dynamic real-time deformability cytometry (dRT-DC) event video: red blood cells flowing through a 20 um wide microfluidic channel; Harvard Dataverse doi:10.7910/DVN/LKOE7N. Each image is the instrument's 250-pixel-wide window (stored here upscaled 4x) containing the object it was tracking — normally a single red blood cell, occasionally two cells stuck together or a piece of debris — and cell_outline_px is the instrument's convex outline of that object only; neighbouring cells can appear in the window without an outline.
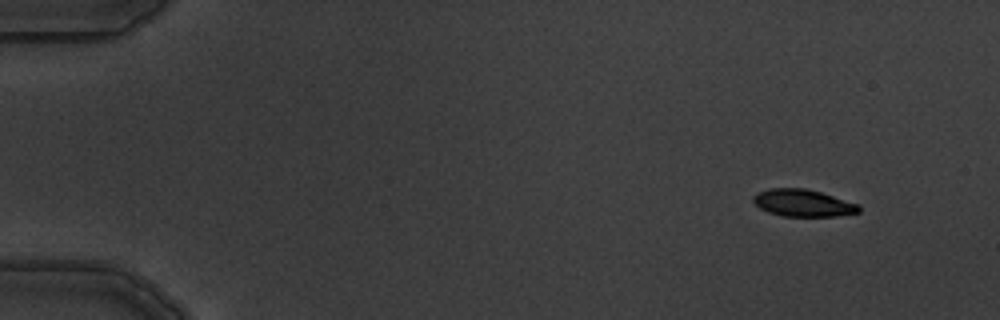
{"species": "common noctule bat (a hibernating species)", "species_latin": "Nyctalus noctula", "temperature_condition": "warm", "stored_images_in_passage": 5, "camera_frame_rate_fps": 3000, "um_per_image_px": 0.085, "animal": {"sex": "male", "body_mass_g": 19.5, "forearm_length_mm": 54.6}, "frame": {"image": 1, "passage_image": 1, "time_ms": 0.0, "image_size_px": [1000, 320], "cell_outline_px": [[860, 212], [836, 216], [780, 216], [768, 212], [760, 208], [752, 200], [752, 196], [756, 192], [768, 188], [804, 188], [820, 192], [860, 204]], "centroid_in_image_um": [68.23, 17.25], "position_along_channel_um": 16.8, "area_um2": 16.82}}
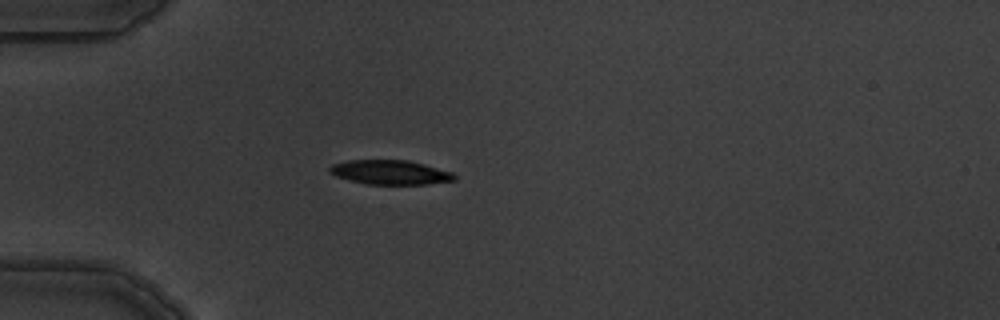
{"frame": {"image": 2, "passage_image": 4, "time_ms": 3.667, "image_size_px": [1000, 320], "cell_outline_px": [[456, 180], [428, 184], [368, 184], [336, 176], [328, 172], [328, 168], [332, 164], [348, 160], [408, 160], [424, 164], [452, 172], [456, 176]], "centroid_in_image_um": [33.17, 14.64], "position_along_channel_um": 51.8, "area_um2": 17.63}}